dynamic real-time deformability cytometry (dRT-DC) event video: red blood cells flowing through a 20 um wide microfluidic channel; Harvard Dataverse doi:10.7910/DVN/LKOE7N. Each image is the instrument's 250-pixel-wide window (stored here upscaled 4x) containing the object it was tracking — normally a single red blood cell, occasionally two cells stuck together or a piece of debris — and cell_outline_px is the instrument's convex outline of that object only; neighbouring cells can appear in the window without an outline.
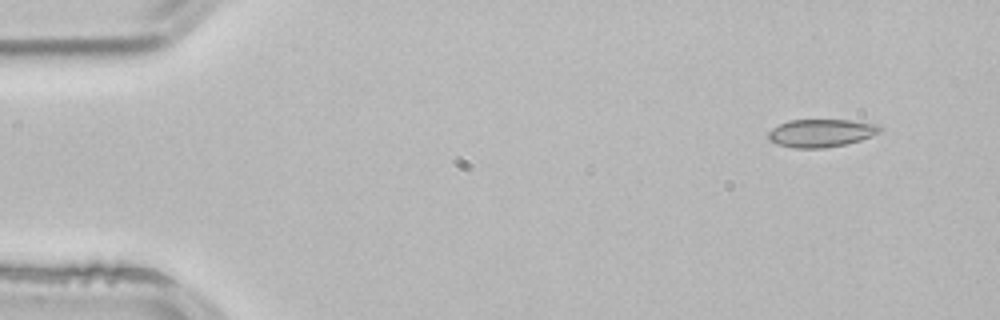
{"species": "common noctule bat (a hibernating species)", "species_latin": "Nyctalus noctula", "temperature_condition": "room temperature", "stored_images_in_passage": 4, "segment_of_instrument_passage": [1, 2], "camera_frame_rate_fps": 3000, "um_per_image_px": 0.085, "animal": {"sex": "male", "body_mass_g": 21.5, "forearm_length_mm": 52.0}, "frame": {"image": 1, "passage_image": 1, "time_ms": 0.0, "image_size_px": [1000, 320], "cell_outline_px": [[880, 132], [872, 136], [860, 140], [844, 144], [824, 148], [796, 148], [776, 144], [768, 140], [768, 132], [772, 128], [788, 120], [848, 120], [880, 124]], "centroid_in_image_um": [69.78, 11.3], "position_along_channel_um": 15.2, "area_um2": 18.15}}
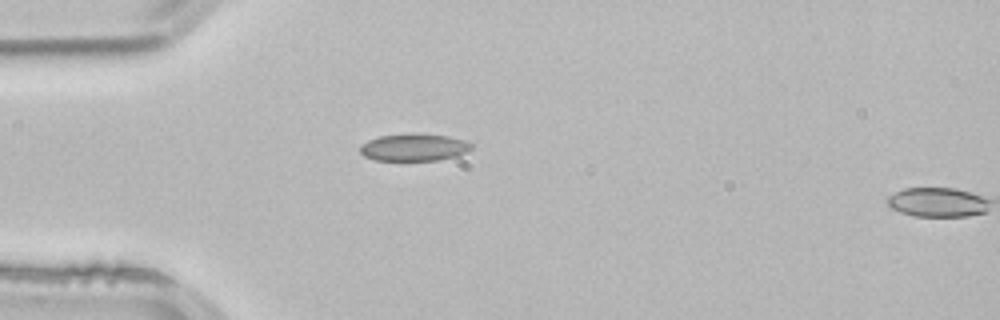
{"frame": {"image": 2, "passage_image": 3, "time_ms": 0.667, "image_size_px": [1000, 320], "cell_outline_px": [[472, 148], [468, 152], [456, 156], [436, 160], [376, 160], [364, 156], [360, 152], [360, 144], [368, 140], [380, 136], [448, 136], [464, 140], [472, 144]], "centroid_in_image_um": [35.19, 12.57], "position_along_channel_um": 49.8, "area_um2": 16.88}}